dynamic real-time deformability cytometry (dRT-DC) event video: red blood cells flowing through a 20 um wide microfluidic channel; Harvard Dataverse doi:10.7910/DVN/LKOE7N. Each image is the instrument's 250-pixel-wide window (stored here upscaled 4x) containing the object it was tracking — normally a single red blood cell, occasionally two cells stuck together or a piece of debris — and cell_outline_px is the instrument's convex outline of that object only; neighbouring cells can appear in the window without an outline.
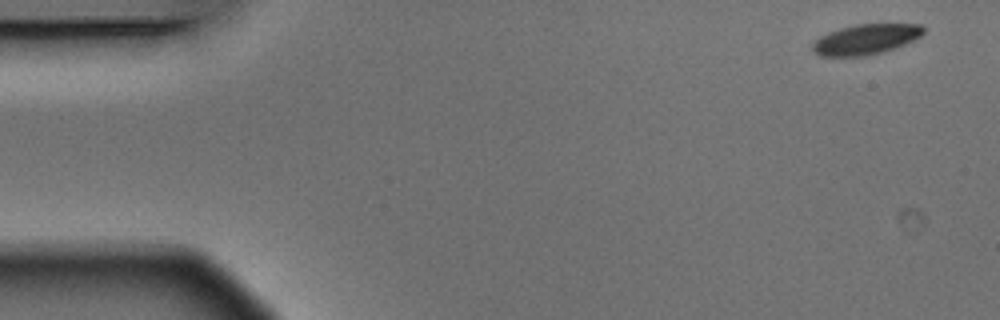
{"species": "Egyptian fruit bat (a non-hibernating species)", "species_latin": "Rousettus aegyptiacus", "temperature_condition": "warm", "stored_images_in_passage": 3, "camera_frame_rate_fps": 3000, "um_per_image_px": 0.085, "animal": {"sex": "male"}, "frame": {"image": 1, "passage_image": 1, "time_ms": 0.0, "image_size_px": [1000, 320], "cell_outline_px": [[924, 32], [920, 36], [904, 44], [884, 52], [864, 56], [820, 56], [812, 52], [812, 44], [820, 36], [828, 32], [840, 28], [856, 24], [924, 24]], "centroid_in_image_um": [73.57, 3.34], "position_along_channel_um": 11.4, "area_um2": 19.59}}